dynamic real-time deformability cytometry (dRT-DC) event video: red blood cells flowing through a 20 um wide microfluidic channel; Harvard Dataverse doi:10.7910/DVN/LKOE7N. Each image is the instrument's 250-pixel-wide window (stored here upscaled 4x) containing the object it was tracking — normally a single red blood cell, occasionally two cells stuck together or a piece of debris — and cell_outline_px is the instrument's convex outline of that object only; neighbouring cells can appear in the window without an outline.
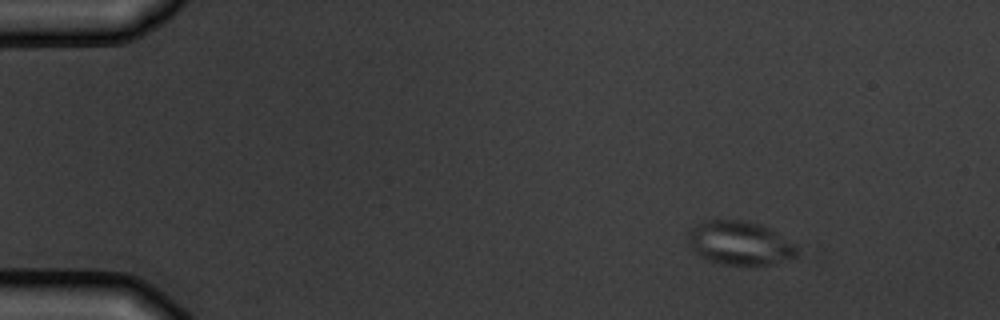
{"species": "common noctule bat (a hibernating species)", "species_latin": "Nyctalus noctula", "temperature_condition": "warm", "stored_images_in_passage": 4, "camera_frame_rate_fps": 3000, "um_per_image_px": 0.085, "animal": {"sex": "male", "body_mass_g": 19.5, "forearm_length_mm": 54.6}, "frame": {"image": 1, "passage_image": 1, "time_ms": 0.0, "image_size_px": [1000, 320], "cell_outline_px": [[800, 256], [772, 264], [756, 268], [748, 268], [720, 264], [708, 260], [700, 256], [688, 244], [688, 232], [696, 224], [708, 220], [740, 220], [756, 224], [768, 228], [796, 244]], "centroid_in_image_um": [62.91, 20.73], "position_along_channel_um": 22.1, "area_um2": 28.44}}